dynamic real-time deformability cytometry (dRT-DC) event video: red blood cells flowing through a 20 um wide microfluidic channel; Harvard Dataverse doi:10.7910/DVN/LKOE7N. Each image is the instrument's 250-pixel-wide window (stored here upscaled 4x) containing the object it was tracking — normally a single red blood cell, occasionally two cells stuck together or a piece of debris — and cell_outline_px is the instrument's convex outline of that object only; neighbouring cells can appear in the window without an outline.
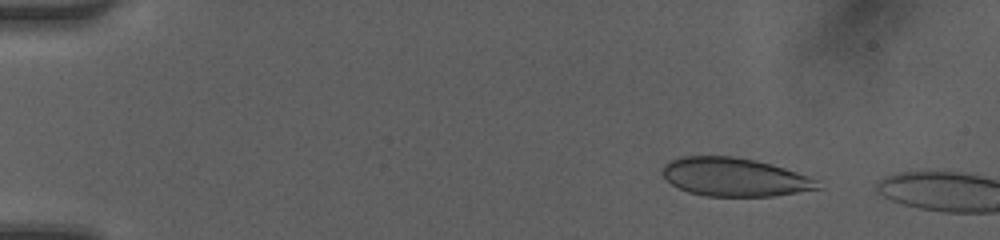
{"species": "human", "species_latin": "Homo sapiens", "temperature_condition": "room temperature", "stored_images_in_passage": 12, "camera_frame_rate_fps": 3000, "um_per_image_px": 0.085, "donor": {"sex": "female"}, "frame": {"image": 1, "passage_image": 6, "time_ms": 1.667, "image_size_px": [1000, 240], "cell_outline_px": [[824, 188], [772, 196], [704, 196], [688, 192], [672, 184], [660, 172], [664, 164], [680, 156], [732, 156], [772, 164], [796, 172], [816, 180]], "centroid_in_image_um": [62.41, 15.05], "position_along_channel_um": 22.6, "area_um2": 34.62}}